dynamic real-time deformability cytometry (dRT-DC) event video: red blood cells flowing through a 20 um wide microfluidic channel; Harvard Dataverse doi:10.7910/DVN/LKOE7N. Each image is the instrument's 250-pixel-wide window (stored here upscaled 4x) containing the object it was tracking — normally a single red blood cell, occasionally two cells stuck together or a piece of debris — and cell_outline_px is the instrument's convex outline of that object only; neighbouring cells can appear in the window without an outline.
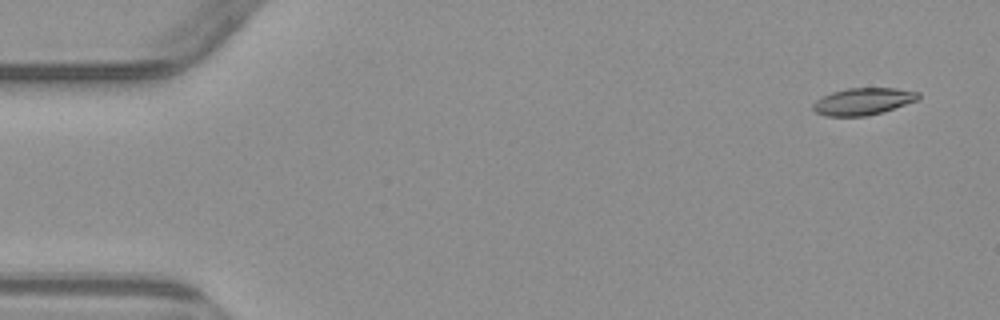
{"species": "common noctule bat (a hibernating species)", "species_latin": "Nyctalus noctula", "temperature_condition": "warm", "stored_images_in_passage": 4, "camera_frame_rate_fps": 3000, "um_per_image_px": 0.085, "animal": {"sex": "male", "body_mass_g": 23.1, "forearm_length_mm": 52.7}, "frame": {"image": 1, "passage_image": 1, "time_ms": 0.0, "image_size_px": [1000, 320], "cell_outline_px": [[920, 96], [916, 100], [884, 112], [864, 116], [824, 116], [816, 112], [812, 108], [812, 104], [816, 100], [832, 92], [848, 88], [896, 88], [920, 92]], "centroid_in_image_um": [73.35, 8.62], "position_along_channel_um": 11.6, "area_um2": 16.53}}
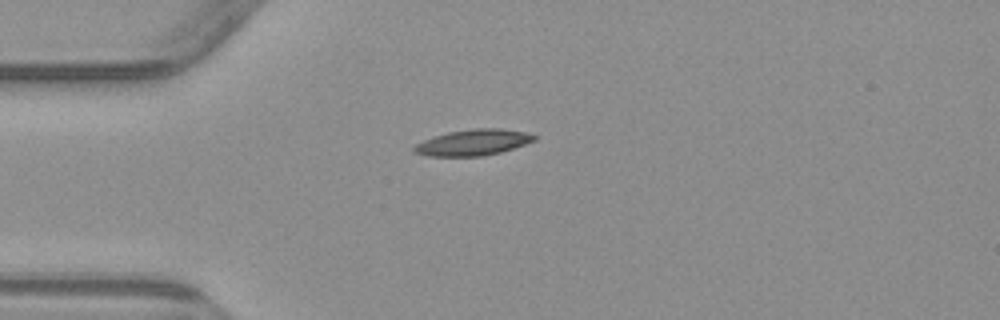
{"frame": {"image": 2, "passage_image": 4, "time_ms": 3.667, "image_size_px": [1000, 320], "cell_outline_px": [[536, 140], [500, 152], [484, 156], [428, 156], [412, 152], [412, 148], [416, 144], [424, 140], [448, 132], [476, 128], [500, 128], [524, 132], [536, 136]], "centroid_in_image_um": [40.19, 12.11], "position_along_channel_um": 44.8, "area_um2": 18.03}}